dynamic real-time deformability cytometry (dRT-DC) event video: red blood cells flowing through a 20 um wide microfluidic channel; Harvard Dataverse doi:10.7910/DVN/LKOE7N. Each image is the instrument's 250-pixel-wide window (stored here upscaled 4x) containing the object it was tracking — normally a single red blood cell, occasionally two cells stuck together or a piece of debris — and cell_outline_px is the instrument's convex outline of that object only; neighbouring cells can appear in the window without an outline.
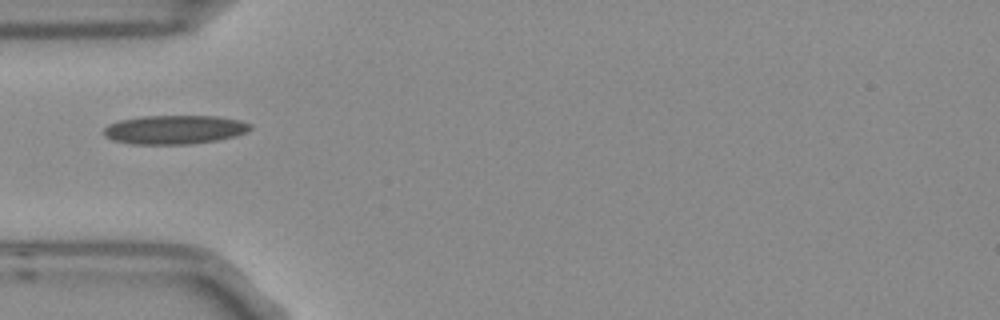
{"species": "Egyptian fruit bat (a non-hibernating species)", "species_latin": "Rousettus aegyptiacus", "temperature_condition": "room temperature", "stored_images_in_passage": 4, "camera_frame_rate_fps": 3000, "um_per_image_px": 0.085, "frame": {"image": 1, "passage_image": 1, "time_ms": 0.0, "image_size_px": [1000, 320], "cell_outline_px": [[252, 128], [248, 132], [236, 136], [216, 140], [192, 144], [128, 144], [112, 140], [104, 136], [104, 128], [108, 124], [120, 120], [140, 116], [216, 116], [240, 120], [252, 124]], "centroid_in_image_um": [14.84, 11.02], "position_along_channel_um": 70.2, "area_um2": 24.91}}
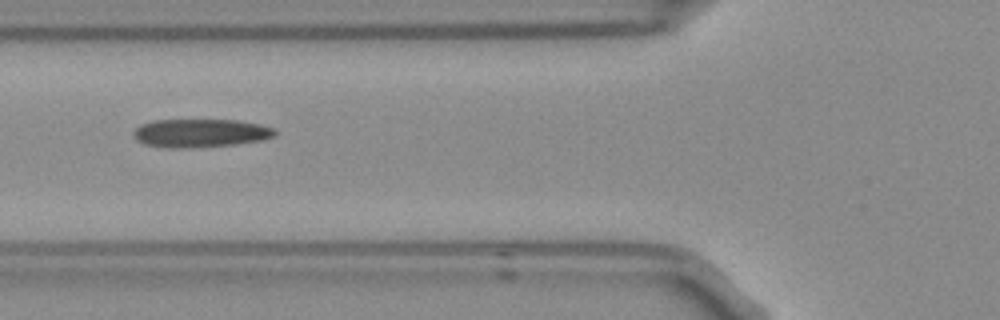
{"frame": {"image": 2, "passage_image": 2, "time_ms": 0.333, "image_size_px": [1000, 320], "cell_outline_px": [[276, 136], [260, 140], [236, 144], [192, 148], [164, 148], [144, 144], [136, 140], [132, 132], [140, 124], [152, 120], [236, 120], [260, 124], [276, 128]], "centroid_in_image_um": [17.02, 11.31], "position_along_channel_um": 108.8, "area_um2": 23.64}}